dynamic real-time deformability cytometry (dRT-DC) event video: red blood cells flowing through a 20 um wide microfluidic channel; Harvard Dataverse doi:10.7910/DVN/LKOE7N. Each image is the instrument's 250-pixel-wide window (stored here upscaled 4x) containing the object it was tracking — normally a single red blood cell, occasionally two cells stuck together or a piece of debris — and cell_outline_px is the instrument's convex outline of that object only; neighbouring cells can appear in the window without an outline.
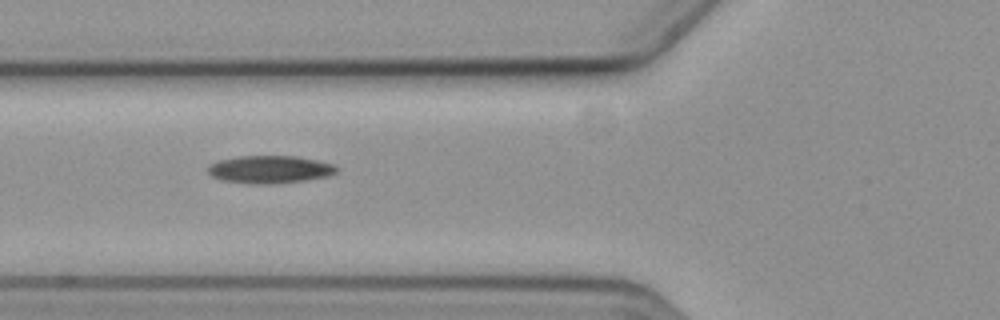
{"species": "common noctule bat (a hibernating species)", "species_latin": "Nyctalus noctula", "temperature_condition": "cold", "stored_images_in_passage": 3, "camera_frame_rate_fps": 3000, "um_per_image_px": 0.085, "animal": {"sex": "female", "body_mass_g": 19.3, "forearm_length_mm": 54.1}, "frame": {"image": 1, "passage_image": 2, "time_ms": 1.0, "image_size_px": [1000, 320], "cell_outline_px": [[336, 172], [328, 176], [304, 180], [268, 184], [256, 184], [224, 180], [212, 176], [208, 172], [208, 164], [220, 160], [240, 156], [296, 156], [316, 160], [332, 164], [336, 168]], "centroid_in_image_um": [22.91, 14.39], "position_along_channel_um": 102.9, "area_um2": 20.4}}
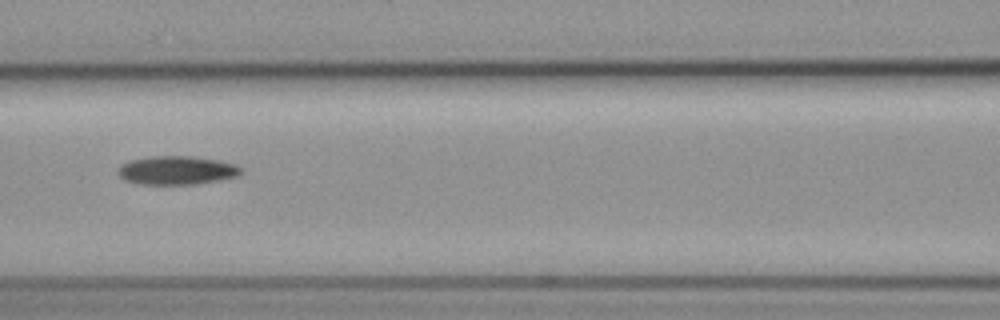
{"frame": {"image": 2, "passage_image": 3, "time_ms": 2.333, "image_size_px": [1000, 320], "cell_outline_px": [[244, 172], [236, 176], [220, 180], [196, 184], [140, 184], [124, 180], [116, 172], [120, 164], [128, 160], [152, 156], [192, 156], [220, 160], [236, 164], [244, 168]], "centroid_in_image_um": [15.04, 14.47], "position_along_channel_um": 151.6, "area_um2": 20.87}}